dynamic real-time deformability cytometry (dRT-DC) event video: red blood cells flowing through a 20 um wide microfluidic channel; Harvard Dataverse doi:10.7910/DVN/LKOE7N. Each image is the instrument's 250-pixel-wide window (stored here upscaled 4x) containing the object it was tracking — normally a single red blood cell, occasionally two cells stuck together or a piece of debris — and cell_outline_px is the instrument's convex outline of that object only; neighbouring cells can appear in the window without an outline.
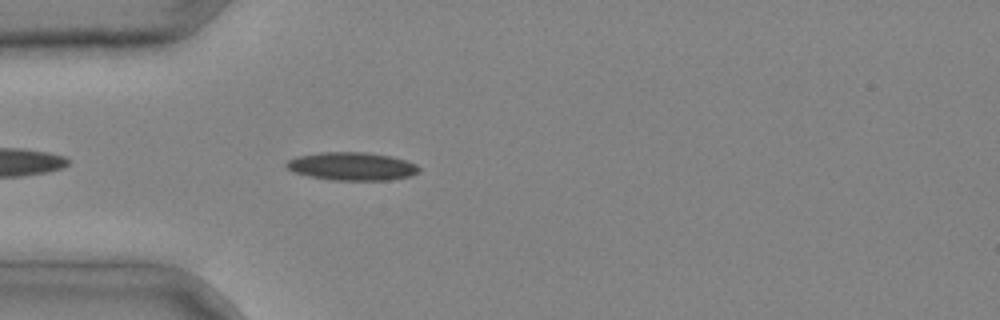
{"species": "common noctule bat (a hibernating species)", "species_latin": "Nyctalus noctula", "temperature_condition": "cold", "stored_images_in_passage": 3, "camera_frame_rate_fps": 3000, "um_per_image_px": 0.085, "animal": {"sex": "male", "body_mass_g": 20.4}, "frame": {"image": 1, "passage_image": 3, "time_ms": 0.667, "image_size_px": [1000, 320], "cell_outline_px": [[420, 172], [412, 176], [388, 180], [332, 180], [308, 176], [296, 172], [288, 168], [284, 164], [288, 160], [296, 156], [320, 152], [364, 152], [392, 156], [416, 164], [420, 168]], "centroid_in_image_um": [29.93, 14.13], "position_along_channel_um": 55.1, "area_um2": 21.79}}